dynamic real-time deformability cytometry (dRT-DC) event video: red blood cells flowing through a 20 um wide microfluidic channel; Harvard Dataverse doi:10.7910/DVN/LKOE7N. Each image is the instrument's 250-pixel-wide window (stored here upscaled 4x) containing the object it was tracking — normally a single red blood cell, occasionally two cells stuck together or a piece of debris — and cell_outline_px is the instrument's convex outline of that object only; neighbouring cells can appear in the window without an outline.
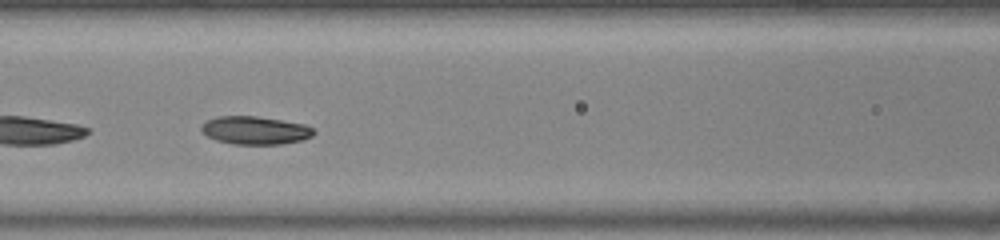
{"species": "common noctule bat (a hibernating species)", "species_latin": "Nyctalus noctula", "temperature_condition": "warm", "stored_images_in_passage": 17, "camera_frame_rate_fps": 3000, "um_per_image_px": 0.085, "animal": {"sex": "female", "body_mass_g": 23.0, "forearm_length_mm": 53.4}, "frame": {"image": 1, "passage_image": 8, "time_ms": 2.333, "image_size_px": [1000, 240], "cell_outline_px": [[316, 132], [312, 136], [304, 140], [280, 144], [232, 144], [216, 140], [200, 132], [200, 128], [204, 120], [216, 116], [256, 116], [304, 124], [312, 128]], "centroid_in_image_um": [21.64, 11.08], "position_along_channel_um": 145.0, "area_um2": 18.55}}